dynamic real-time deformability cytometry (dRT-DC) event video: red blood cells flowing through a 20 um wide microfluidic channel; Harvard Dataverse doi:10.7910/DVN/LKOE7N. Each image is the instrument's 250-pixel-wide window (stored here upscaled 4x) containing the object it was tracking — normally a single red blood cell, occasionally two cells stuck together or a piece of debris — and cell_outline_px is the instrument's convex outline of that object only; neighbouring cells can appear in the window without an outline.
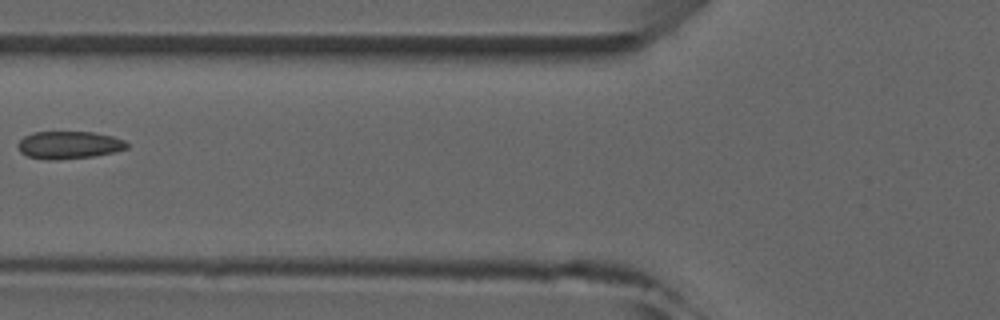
{"species": "common noctule bat (a hibernating species)", "species_latin": "Nyctalus noctula", "temperature_condition": "room temperature", "stored_images_in_passage": 2, "camera_frame_rate_fps": 3000, "um_per_image_px": 0.085, "animal": {"sex": "male", "forearm_length_mm": 52.5}, "frame": {"image": 1, "passage_image": 2, "time_ms": 1.0, "image_size_px": [1000, 320], "cell_outline_px": [[128, 148], [116, 152], [92, 156], [56, 160], [48, 160], [28, 156], [20, 152], [16, 144], [24, 136], [32, 132], [92, 132], [112, 136], [124, 140], [128, 144]], "centroid_in_image_um": [5.85, 12.32], "position_along_channel_um": 120.0, "area_um2": 17.57}}